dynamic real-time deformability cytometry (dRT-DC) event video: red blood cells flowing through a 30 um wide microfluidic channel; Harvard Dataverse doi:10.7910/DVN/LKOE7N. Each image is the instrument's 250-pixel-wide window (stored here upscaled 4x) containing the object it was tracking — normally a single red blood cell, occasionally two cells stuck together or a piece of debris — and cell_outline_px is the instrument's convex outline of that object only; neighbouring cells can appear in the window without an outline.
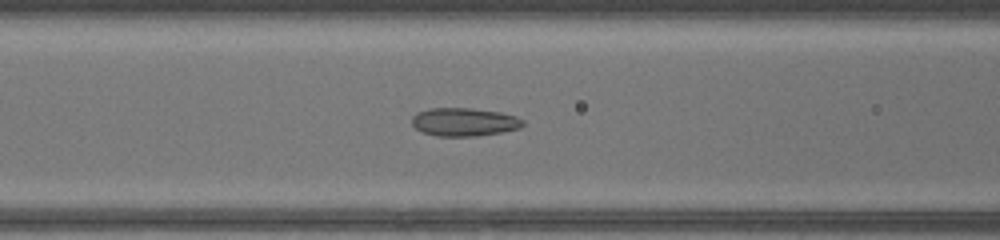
{"species": "common noctule bat (a hibernating species)", "species_latin": "Nyctalus noctula", "temperature_condition": "warm", "stored_images_in_passage": 33, "camera_frame_rate_fps": 3000, "um_per_image_px": 0.085, "animal": {"sex": "female", "body_mass_g": 17.0, "forearm_length_mm": 48.0}, "frame": {"image": 1, "passage_image": 5, "time_ms": 1.333, "image_size_px": [1000, 240], "cell_outline_px": [[524, 124], [520, 128], [500, 132], [476, 136], [436, 136], [424, 132], [416, 128], [412, 124], [412, 116], [416, 112], [428, 108], [472, 108], [500, 112], [516, 116], [524, 120]], "centroid_in_image_um": [39.45, 10.36], "position_along_channel_um": 127.2, "area_um2": 18.32}}
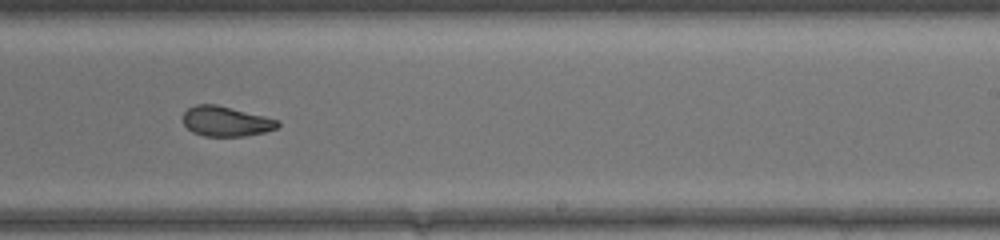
{"frame": {"image": 2, "passage_image": 15, "time_ms": 4.667, "image_size_px": [1000, 240], "cell_outline_px": [[280, 124], [276, 128], [264, 132], [244, 136], [204, 136], [192, 132], [184, 124], [184, 112], [188, 108], [196, 104], [216, 104], [280, 120]], "centroid_in_image_um": [19.21, 10.31], "position_along_channel_um": 269.8, "area_um2": 16.47}}
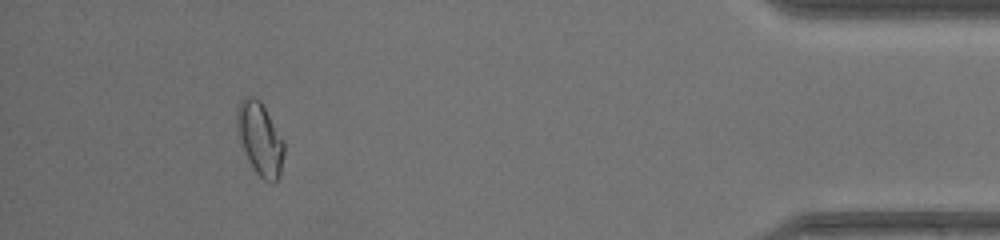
{"frame": {"image": 3, "passage_image": 29, "time_ms": 9.333, "image_size_px": [1000, 240], "cell_outline_px": [[284, 152], [280, 176], [272, 184], [264, 180], [252, 168], [248, 160], [240, 140], [236, 128], [236, 116], [240, 100], [244, 96], [252, 96], [260, 100], [284, 140]], "centroid_in_image_um": [22.1, 11.8], "position_along_channel_um": 413.1, "area_um2": 20.06}, "authors_computed_cell_mechanics": {"area_um2": 17.8602, "velocity_mm_per_s": 4.2867, "shape_relaxation_time_tau1_ms": null, "shape_relaxation_time_tau2_ms": 1.176, "deformation_change_tau1": null, "deformation_change_tau2": 0.0568}}